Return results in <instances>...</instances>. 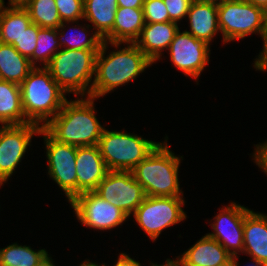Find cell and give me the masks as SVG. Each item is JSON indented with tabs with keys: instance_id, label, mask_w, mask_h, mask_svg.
Wrapping results in <instances>:
<instances>
[{
	"instance_id": "cell-17",
	"label": "cell",
	"mask_w": 267,
	"mask_h": 266,
	"mask_svg": "<svg viewBox=\"0 0 267 266\" xmlns=\"http://www.w3.org/2000/svg\"><path fill=\"white\" fill-rule=\"evenodd\" d=\"M243 233V254L267 264V214L250 210L244 218Z\"/></svg>"
},
{
	"instance_id": "cell-30",
	"label": "cell",
	"mask_w": 267,
	"mask_h": 266,
	"mask_svg": "<svg viewBox=\"0 0 267 266\" xmlns=\"http://www.w3.org/2000/svg\"><path fill=\"white\" fill-rule=\"evenodd\" d=\"M39 26L31 23L12 45L23 56L30 58L37 46Z\"/></svg>"
},
{
	"instance_id": "cell-23",
	"label": "cell",
	"mask_w": 267,
	"mask_h": 266,
	"mask_svg": "<svg viewBox=\"0 0 267 266\" xmlns=\"http://www.w3.org/2000/svg\"><path fill=\"white\" fill-rule=\"evenodd\" d=\"M144 24L143 8L118 7L112 28V42L134 43Z\"/></svg>"
},
{
	"instance_id": "cell-8",
	"label": "cell",
	"mask_w": 267,
	"mask_h": 266,
	"mask_svg": "<svg viewBox=\"0 0 267 266\" xmlns=\"http://www.w3.org/2000/svg\"><path fill=\"white\" fill-rule=\"evenodd\" d=\"M184 197L146 196L131 215L152 242L158 240L161 232L187 219L184 211Z\"/></svg>"
},
{
	"instance_id": "cell-3",
	"label": "cell",
	"mask_w": 267,
	"mask_h": 266,
	"mask_svg": "<svg viewBox=\"0 0 267 266\" xmlns=\"http://www.w3.org/2000/svg\"><path fill=\"white\" fill-rule=\"evenodd\" d=\"M161 141L155 149L132 170L146 196L184 197L180 188L179 167L183 156L175 155L167 143Z\"/></svg>"
},
{
	"instance_id": "cell-13",
	"label": "cell",
	"mask_w": 267,
	"mask_h": 266,
	"mask_svg": "<svg viewBox=\"0 0 267 266\" xmlns=\"http://www.w3.org/2000/svg\"><path fill=\"white\" fill-rule=\"evenodd\" d=\"M94 192L129 217L146 197L131 171L109 170Z\"/></svg>"
},
{
	"instance_id": "cell-28",
	"label": "cell",
	"mask_w": 267,
	"mask_h": 266,
	"mask_svg": "<svg viewBox=\"0 0 267 266\" xmlns=\"http://www.w3.org/2000/svg\"><path fill=\"white\" fill-rule=\"evenodd\" d=\"M25 9L32 23L41 28H58L62 23L55 0H31Z\"/></svg>"
},
{
	"instance_id": "cell-25",
	"label": "cell",
	"mask_w": 267,
	"mask_h": 266,
	"mask_svg": "<svg viewBox=\"0 0 267 266\" xmlns=\"http://www.w3.org/2000/svg\"><path fill=\"white\" fill-rule=\"evenodd\" d=\"M31 23L25 8L4 6L0 13V42L12 45Z\"/></svg>"
},
{
	"instance_id": "cell-18",
	"label": "cell",
	"mask_w": 267,
	"mask_h": 266,
	"mask_svg": "<svg viewBox=\"0 0 267 266\" xmlns=\"http://www.w3.org/2000/svg\"><path fill=\"white\" fill-rule=\"evenodd\" d=\"M186 19L189 22V30L185 31L210 46L215 35L221 34L218 26L217 2L192 1Z\"/></svg>"
},
{
	"instance_id": "cell-24",
	"label": "cell",
	"mask_w": 267,
	"mask_h": 266,
	"mask_svg": "<svg viewBox=\"0 0 267 266\" xmlns=\"http://www.w3.org/2000/svg\"><path fill=\"white\" fill-rule=\"evenodd\" d=\"M34 66L29 58L21 55L13 45L0 42V78L21 84Z\"/></svg>"
},
{
	"instance_id": "cell-16",
	"label": "cell",
	"mask_w": 267,
	"mask_h": 266,
	"mask_svg": "<svg viewBox=\"0 0 267 266\" xmlns=\"http://www.w3.org/2000/svg\"><path fill=\"white\" fill-rule=\"evenodd\" d=\"M180 24L168 21L164 23H145L136 46L155 64L162 59L173 41Z\"/></svg>"
},
{
	"instance_id": "cell-34",
	"label": "cell",
	"mask_w": 267,
	"mask_h": 266,
	"mask_svg": "<svg viewBox=\"0 0 267 266\" xmlns=\"http://www.w3.org/2000/svg\"><path fill=\"white\" fill-rule=\"evenodd\" d=\"M114 263L115 264H113V266H142L143 265L139 261H137L136 259L129 256V254L123 253V251H122V253H119L118 258H117L116 262H114ZM106 266H108V265H106Z\"/></svg>"
},
{
	"instance_id": "cell-35",
	"label": "cell",
	"mask_w": 267,
	"mask_h": 266,
	"mask_svg": "<svg viewBox=\"0 0 267 266\" xmlns=\"http://www.w3.org/2000/svg\"><path fill=\"white\" fill-rule=\"evenodd\" d=\"M144 0H117L118 7L143 8Z\"/></svg>"
},
{
	"instance_id": "cell-44",
	"label": "cell",
	"mask_w": 267,
	"mask_h": 266,
	"mask_svg": "<svg viewBox=\"0 0 267 266\" xmlns=\"http://www.w3.org/2000/svg\"><path fill=\"white\" fill-rule=\"evenodd\" d=\"M4 6H5L4 0H0V13H1Z\"/></svg>"
},
{
	"instance_id": "cell-15",
	"label": "cell",
	"mask_w": 267,
	"mask_h": 266,
	"mask_svg": "<svg viewBox=\"0 0 267 266\" xmlns=\"http://www.w3.org/2000/svg\"><path fill=\"white\" fill-rule=\"evenodd\" d=\"M108 171L98 145L77 147V195L94 191Z\"/></svg>"
},
{
	"instance_id": "cell-31",
	"label": "cell",
	"mask_w": 267,
	"mask_h": 266,
	"mask_svg": "<svg viewBox=\"0 0 267 266\" xmlns=\"http://www.w3.org/2000/svg\"><path fill=\"white\" fill-rule=\"evenodd\" d=\"M145 23H164L169 21V13L163 0H144Z\"/></svg>"
},
{
	"instance_id": "cell-36",
	"label": "cell",
	"mask_w": 267,
	"mask_h": 266,
	"mask_svg": "<svg viewBox=\"0 0 267 266\" xmlns=\"http://www.w3.org/2000/svg\"><path fill=\"white\" fill-rule=\"evenodd\" d=\"M253 64L256 71L267 72V49L263 55L260 56Z\"/></svg>"
},
{
	"instance_id": "cell-32",
	"label": "cell",
	"mask_w": 267,
	"mask_h": 266,
	"mask_svg": "<svg viewBox=\"0 0 267 266\" xmlns=\"http://www.w3.org/2000/svg\"><path fill=\"white\" fill-rule=\"evenodd\" d=\"M169 13V21L179 23L186 19L193 0H163Z\"/></svg>"
},
{
	"instance_id": "cell-43",
	"label": "cell",
	"mask_w": 267,
	"mask_h": 266,
	"mask_svg": "<svg viewBox=\"0 0 267 266\" xmlns=\"http://www.w3.org/2000/svg\"><path fill=\"white\" fill-rule=\"evenodd\" d=\"M240 262L238 261V266H240L241 264H239ZM248 264L246 266H267V264H263V263H260V262H257V261H253L250 263V262H247ZM245 266V265H244Z\"/></svg>"
},
{
	"instance_id": "cell-42",
	"label": "cell",
	"mask_w": 267,
	"mask_h": 266,
	"mask_svg": "<svg viewBox=\"0 0 267 266\" xmlns=\"http://www.w3.org/2000/svg\"><path fill=\"white\" fill-rule=\"evenodd\" d=\"M79 266H106V264L105 263H102V264L99 263L98 264L97 261L96 262H94V261L92 262L89 259H85V261L81 262L79 264Z\"/></svg>"
},
{
	"instance_id": "cell-22",
	"label": "cell",
	"mask_w": 267,
	"mask_h": 266,
	"mask_svg": "<svg viewBox=\"0 0 267 266\" xmlns=\"http://www.w3.org/2000/svg\"><path fill=\"white\" fill-rule=\"evenodd\" d=\"M30 123L24 115L20 86L17 83L0 80V124L24 125Z\"/></svg>"
},
{
	"instance_id": "cell-33",
	"label": "cell",
	"mask_w": 267,
	"mask_h": 266,
	"mask_svg": "<svg viewBox=\"0 0 267 266\" xmlns=\"http://www.w3.org/2000/svg\"><path fill=\"white\" fill-rule=\"evenodd\" d=\"M254 152L252 153L254 164L260 168L267 176V140L262 141L259 144H254Z\"/></svg>"
},
{
	"instance_id": "cell-37",
	"label": "cell",
	"mask_w": 267,
	"mask_h": 266,
	"mask_svg": "<svg viewBox=\"0 0 267 266\" xmlns=\"http://www.w3.org/2000/svg\"><path fill=\"white\" fill-rule=\"evenodd\" d=\"M31 0H8V7L25 8Z\"/></svg>"
},
{
	"instance_id": "cell-40",
	"label": "cell",
	"mask_w": 267,
	"mask_h": 266,
	"mask_svg": "<svg viewBox=\"0 0 267 266\" xmlns=\"http://www.w3.org/2000/svg\"><path fill=\"white\" fill-rule=\"evenodd\" d=\"M267 12V0H245Z\"/></svg>"
},
{
	"instance_id": "cell-6",
	"label": "cell",
	"mask_w": 267,
	"mask_h": 266,
	"mask_svg": "<svg viewBox=\"0 0 267 266\" xmlns=\"http://www.w3.org/2000/svg\"><path fill=\"white\" fill-rule=\"evenodd\" d=\"M98 51L61 48L46 68L66 95L91 97Z\"/></svg>"
},
{
	"instance_id": "cell-21",
	"label": "cell",
	"mask_w": 267,
	"mask_h": 266,
	"mask_svg": "<svg viewBox=\"0 0 267 266\" xmlns=\"http://www.w3.org/2000/svg\"><path fill=\"white\" fill-rule=\"evenodd\" d=\"M70 23L72 24V27ZM67 28H69L72 33L70 32L68 34L66 31ZM57 30L59 46L65 49L100 50V47L104 41L89 24L86 23L82 25L79 23V21L62 22L58 26Z\"/></svg>"
},
{
	"instance_id": "cell-9",
	"label": "cell",
	"mask_w": 267,
	"mask_h": 266,
	"mask_svg": "<svg viewBox=\"0 0 267 266\" xmlns=\"http://www.w3.org/2000/svg\"><path fill=\"white\" fill-rule=\"evenodd\" d=\"M40 135L43 136L46 150L47 174L57 183L70 203L77 196V146L56 141L43 128L38 136Z\"/></svg>"
},
{
	"instance_id": "cell-1",
	"label": "cell",
	"mask_w": 267,
	"mask_h": 266,
	"mask_svg": "<svg viewBox=\"0 0 267 266\" xmlns=\"http://www.w3.org/2000/svg\"><path fill=\"white\" fill-rule=\"evenodd\" d=\"M109 45L111 49L115 48L107 52ZM152 64L153 62L135 43L103 41L95 59L91 97L99 99L112 93L118 87L135 81Z\"/></svg>"
},
{
	"instance_id": "cell-20",
	"label": "cell",
	"mask_w": 267,
	"mask_h": 266,
	"mask_svg": "<svg viewBox=\"0 0 267 266\" xmlns=\"http://www.w3.org/2000/svg\"><path fill=\"white\" fill-rule=\"evenodd\" d=\"M117 8V0H84L83 20L89 22L104 41L112 42Z\"/></svg>"
},
{
	"instance_id": "cell-41",
	"label": "cell",
	"mask_w": 267,
	"mask_h": 266,
	"mask_svg": "<svg viewBox=\"0 0 267 266\" xmlns=\"http://www.w3.org/2000/svg\"><path fill=\"white\" fill-rule=\"evenodd\" d=\"M239 256H232L228 261L220 264L219 266H238Z\"/></svg>"
},
{
	"instance_id": "cell-45",
	"label": "cell",
	"mask_w": 267,
	"mask_h": 266,
	"mask_svg": "<svg viewBox=\"0 0 267 266\" xmlns=\"http://www.w3.org/2000/svg\"><path fill=\"white\" fill-rule=\"evenodd\" d=\"M193 1L218 2L219 0H193Z\"/></svg>"
},
{
	"instance_id": "cell-39",
	"label": "cell",
	"mask_w": 267,
	"mask_h": 266,
	"mask_svg": "<svg viewBox=\"0 0 267 266\" xmlns=\"http://www.w3.org/2000/svg\"><path fill=\"white\" fill-rule=\"evenodd\" d=\"M50 253L47 254L36 266H56Z\"/></svg>"
},
{
	"instance_id": "cell-11",
	"label": "cell",
	"mask_w": 267,
	"mask_h": 266,
	"mask_svg": "<svg viewBox=\"0 0 267 266\" xmlns=\"http://www.w3.org/2000/svg\"><path fill=\"white\" fill-rule=\"evenodd\" d=\"M42 127L27 123L24 125L0 126V181L4 184L12 178L22 162L34 135H39Z\"/></svg>"
},
{
	"instance_id": "cell-19",
	"label": "cell",
	"mask_w": 267,
	"mask_h": 266,
	"mask_svg": "<svg viewBox=\"0 0 267 266\" xmlns=\"http://www.w3.org/2000/svg\"><path fill=\"white\" fill-rule=\"evenodd\" d=\"M200 238L194 245L176 256L175 260L181 266H219L232 257L219 242L207 234Z\"/></svg>"
},
{
	"instance_id": "cell-7",
	"label": "cell",
	"mask_w": 267,
	"mask_h": 266,
	"mask_svg": "<svg viewBox=\"0 0 267 266\" xmlns=\"http://www.w3.org/2000/svg\"><path fill=\"white\" fill-rule=\"evenodd\" d=\"M159 143L125 130L115 131L104 128L98 147L108 170L131 171Z\"/></svg>"
},
{
	"instance_id": "cell-14",
	"label": "cell",
	"mask_w": 267,
	"mask_h": 266,
	"mask_svg": "<svg viewBox=\"0 0 267 266\" xmlns=\"http://www.w3.org/2000/svg\"><path fill=\"white\" fill-rule=\"evenodd\" d=\"M250 210L234 201L220 207L208 222L213 231L206 234L219 242L231 256L240 257L244 250V218Z\"/></svg>"
},
{
	"instance_id": "cell-38",
	"label": "cell",
	"mask_w": 267,
	"mask_h": 266,
	"mask_svg": "<svg viewBox=\"0 0 267 266\" xmlns=\"http://www.w3.org/2000/svg\"><path fill=\"white\" fill-rule=\"evenodd\" d=\"M150 266H181L174 258H167L163 264L150 261Z\"/></svg>"
},
{
	"instance_id": "cell-26",
	"label": "cell",
	"mask_w": 267,
	"mask_h": 266,
	"mask_svg": "<svg viewBox=\"0 0 267 266\" xmlns=\"http://www.w3.org/2000/svg\"><path fill=\"white\" fill-rule=\"evenodd\" d=\"M47 254L45 248L34 250L29 245L14 242L0 248V266H36Z\"/></svg>"
},
{
	"instance_id": "cell-4",
	"label": "cell",
	"mask_w": 267,
	"mask_h": 266,
	"mask_svg": "<svg viewBox=\"0 0 267 266\" xmlns=\"http://www.w3.org/2000/svg\"><path fill=\"white\" fill-rule=\"evenodd\" d=\"M19 86L25 118L42 128L56 116L67 100L66 93L46 67H34Z\"/></svg>"
},
{
	"instance_id": "cell-12",
	"label": "cell",
	"mask_w": 267,
	"mask_h": 266,
	"mask_svg": "<svg viewBox=\"0 0 267 266\" xmlns=\"http://www.w3.org/2000/svg\"><path fill=\"white\" fill-rule=\"evenodd\" d=\"M210 47L205 41L196 39L185 30L181 32L179 28L167 51L174 67L186 77L195 79L199 85L198 78L210 61Z\"/></svg>"
},
{
	"instance_id": "cell-5",
	"label": "cell",
	"mask_w": 267,
	"mask_h": 266,
	"mask_svg": "<svg viewBox=\"0 0 267 266\" xmlns=\"http://www.w3.org/2000/svg\"><path fill=\"white\" fill-rule=\"evenodd\" d=\"M217 11L223 45L257 34L263 48L254 62L260 58L267 49V12L245 0H219Z\"/></svg>"
},
{
	"instance_id": "cell-2",
	"label": "cell",
	"mask_w": 267,
	"mask_h": 266,
	"mask_svg": "<svg viewBox=\"0 0 267 266\" xmlns=\"http://www.w3.org/2000/svg\"><path fill=\"white\" fill-rule=\"evenodd\" d=\"M93 97L66 100L43 129L56 141L77 147L98 145L105 126L99 122Z\"/></svg>"
},
{
	"instance_id": "cell-10",
	"label": "cell",
	"mask_w": 267,
	"mask_h": 266,
	"mask_svg": "<svg viewBox=\"0 0 267 266\" xmlns=\"http://www.w3.org/2000/svg\"><path fill=\"white\" fill-rule=\"evenodd\" d=\"M76 219L83 226L96 231L113 230L130 218L120 208L110 204L94 191L82 192L70 203Z\"/></svg>"
},
{
	"instance_id": "cell-29",
	"label": "cell",
	"mask_w": 267,
	"mask_h": 266,
	"mask_svg": "<svg viewBox=\"0 0 267 266\" xmlns=\"http://www.w3.org/2000/svg\"><path fill=\"white\" fill-rule=\"evenodd\" d=\"M62 22L83 21L84 0H55Z\"/></svg>"
},
{
	"instance_id": "cell-27",
	"label": "cell",
	"mask_w": 267,
	"mask_h": 266,
	"mask_svg": "<svg viewBox=\"0 0 267 266\" xmlns=\"http://www.w3.org/2000/svg\"><path fill=\"white\" fill-rule=\"evenodd\" d=\"M60 49L57 28L39 27L37 46L29 58L30 63L34 67H46Z\"/></svg>"
}]
</instances>
